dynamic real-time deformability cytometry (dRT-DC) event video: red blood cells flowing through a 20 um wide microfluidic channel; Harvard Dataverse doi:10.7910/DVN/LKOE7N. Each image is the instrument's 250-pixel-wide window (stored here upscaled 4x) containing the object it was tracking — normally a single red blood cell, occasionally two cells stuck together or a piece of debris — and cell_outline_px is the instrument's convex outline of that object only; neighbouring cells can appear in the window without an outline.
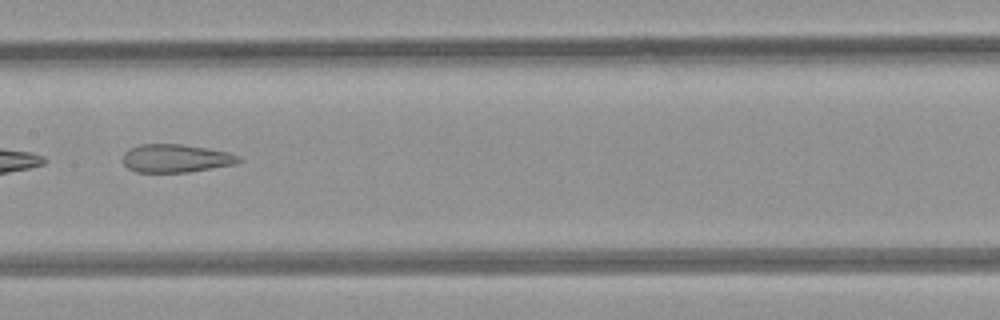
{"species": "common noctule bat (a hibernating species)", "species_latin": "Nyctalus noctula", "temperature_condition": "room temperature", "stored_images_in_passage": 8, "camera_frame_rate_fps": 3000, "um_per_image_px": 0.085, "animal": {"sex": "female", "body_mass_g": 21.9}, "frame": {"image": 1, "passage_image": 8, "time_ms": 8.0, "image_size_px": [1000, 320], "cell_outline_px": [[244, 160], [236, 164], [188, 172], [136, 172], [128, 168], [124, 164], [124, 152], [128, 148], [140, 144], [180, 144], [208, 148], [228, 152], [240, 156]], "centroid_in_image_um": [14.97, 13.45], "position_along_channel_um": 192.4, "area_um2": 19.13}}